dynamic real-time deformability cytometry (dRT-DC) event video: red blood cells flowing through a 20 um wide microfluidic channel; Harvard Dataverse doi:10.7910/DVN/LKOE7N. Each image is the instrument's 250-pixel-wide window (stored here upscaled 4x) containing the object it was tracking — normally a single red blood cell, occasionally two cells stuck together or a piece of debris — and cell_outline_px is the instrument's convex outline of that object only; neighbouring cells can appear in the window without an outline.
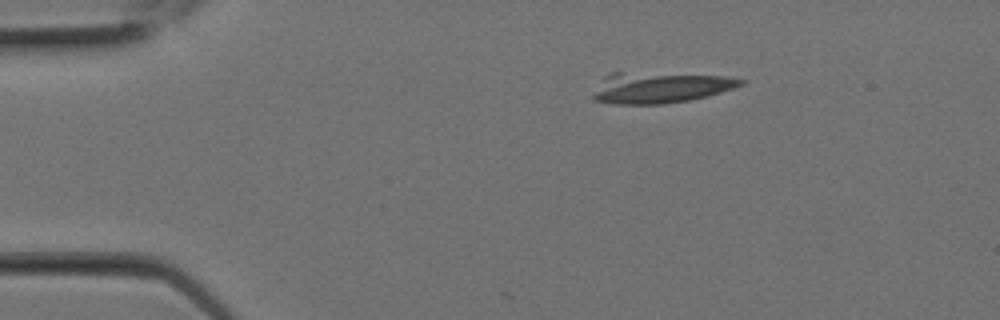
{"species": "Egyptian fruit bat (a non-hibernating species)", "species_latin": "Rousettus aegyptiacus", "temperature_condition": "room temperature", "stored_images_in_passage": 1, "camera_frame_rate_fps": 3000, "um_per_image_px": 0.085, "animal": {"sex": "female"}, "frame": {"image": 1, "passage_image": 1, "time_ms": 0.0, "image_size_px": [1000, 320], "cell_outline_px": [[748, 80], [744, 84], [708, 96], [688, 100], [664, 104], [616, 104], [592, 100], [592, 96], [604, 76], [612, 72], [620, 72], [724, 76]], "centroid_in_image_um": [56.08, 7.45], "position_along_channel_um": 28.9, "area_um2": 26.36}}